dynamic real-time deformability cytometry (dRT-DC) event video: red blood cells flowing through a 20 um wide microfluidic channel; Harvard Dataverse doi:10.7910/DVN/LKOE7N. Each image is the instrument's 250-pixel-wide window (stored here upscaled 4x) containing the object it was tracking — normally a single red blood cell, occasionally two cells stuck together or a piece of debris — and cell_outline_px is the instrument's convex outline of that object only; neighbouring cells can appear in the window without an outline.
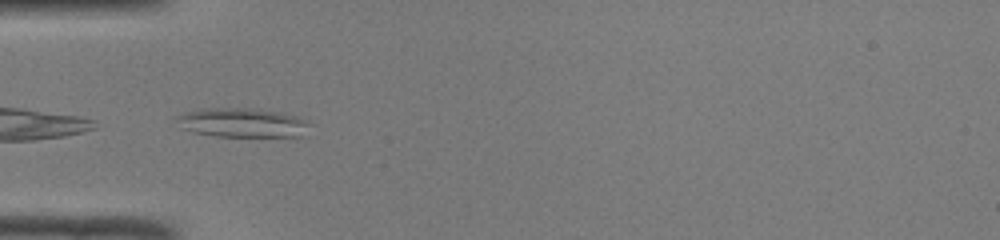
{"species": "common noctule bat (a hibernating species)", "species_latin": "Nyctalus noctula", "temperature_condition": "room temperature", "stored_images_in_passage": 37, "camera_frame_rate_fps": 3000, "um_per_image_px": 0.085, "animal": {"sex": "male", "body_mass_g": 19.0, "forearm_length_mm": 50.8}, "frame": {"image": 1, "passage_image": 8, "time_ms": 2.333, "image_size_px": [1000, 240], "cell_outline_px": [[308, 136], [216, 136], [192, 132], [180, 128], [172, 120], [176, 116], [184, 112], [200, 108], [248, 108], [284, 112], [308, 120]], "centroid_in_image_um": [20.55, 10.42], "position_along_channel_um": 64.4, "area_um2": 23.18}}
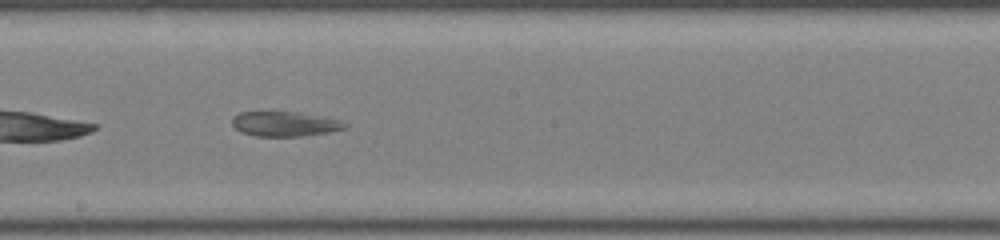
{"frame": {"image": 2, "passage_image": 20, "time_ms": 6.333, "image_size_px": [1000, 240], "cell_outline_px": [[348, 128], [328, 132], [304, 136], [252, 136], [240, 132], [232, 124], [232, 116], [240, 112], [296, 112], [340, 120], [348, 124]], "centroid_in_image_um": [24.18, 10.54], "position_along_channel_um": 224.0, "area_um2": 16.3}}
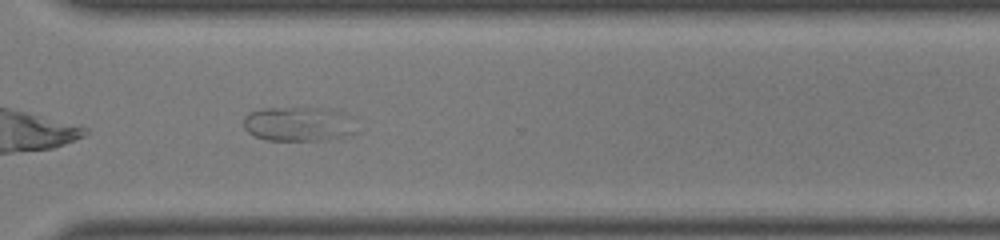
{"frame": {"image": 3, "passage_image": 29, "time_ms": 9.333, "image_size_px": [1000, 240], "cell_outline_px": [[360, 132], [344, 136], [320, 140], [268, 140], [256, 136], [248, 132], [244, 128], [244, 116], [248, 112], [264, 108], [328, 108], [344, 112], [348, 116]], "centroid_in_image_um": [25.39, 10.53], "position_along_channel_um": 345.2, "area_um2": 22.77}}